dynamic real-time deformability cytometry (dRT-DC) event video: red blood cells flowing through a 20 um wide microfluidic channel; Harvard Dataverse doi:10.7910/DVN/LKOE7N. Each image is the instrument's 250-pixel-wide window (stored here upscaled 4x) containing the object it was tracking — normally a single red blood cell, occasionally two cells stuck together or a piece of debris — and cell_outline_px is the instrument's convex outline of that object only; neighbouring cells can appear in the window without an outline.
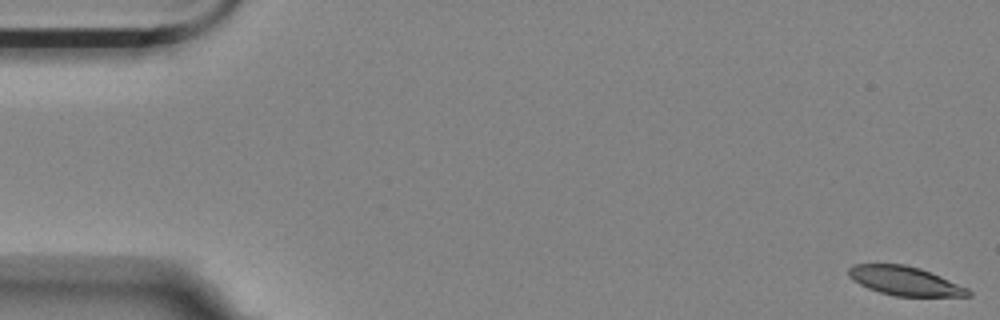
{"species": "Egyptian fruit bat (a non-hibernating species)", "species_latin": "Rousettus aegyptiacus", "temperature_condition": "room temperature", "stored_images_in_passage": 6, "camera_frame_rate_fps": 3000, "um_per_image_px": 0.085, "animal": {"sex": "female"}, "frame": {"image": 1, "passage_image": 1, "time_ms": 0.0, "image_size_px": [1000, 320], "cell_outline_px": [[972, 296], [896, 296], [880, 292], [868, 288], [852, 280], [848, 276], [848, 268], [852, 264], [904, 264], [920, 268], [940, 276], [968, 288], [972, 292]], "centroid_in_image_um": [76.9, 23.87], "position_along_channel_um": 8.1, "area_um2": 20.17}}